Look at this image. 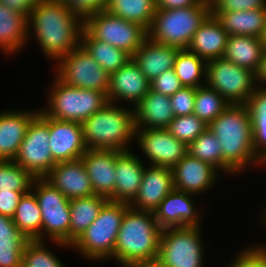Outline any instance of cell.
<instances>
[{
    "label": "cell",
    "mask_w": 266,
    "mask_h": 267,
    "mask_svg": "<svg viewBox=\"0 0 266 267\" xmlns=\"http://www.w3.org/2000/svg\"><path fill=\"white\" fill-rule=\"evenodd\" d=\"M83 27L65 2L40 0L28 17V33L34 31L43 54L55 62L80 44Z\"/></svg>",
    "instance_id": "6da1fadb"
},
{
    "label": "cell",
    "mask_w": 266,
    "mask_h": 267,
    "mask_svg": "<svg viewBox=\"0 0 266 267\" xmlns=\"http://www.w3.org/2000/svg\"><path fill=\"white\" fill-rule=\"evenodd\" d=\"M208 128L220 142L224 173L238 174L249 165L259 164L253 150L254 134L246 104H229Z\"/></svg>",
    "instance_id": "7a4b0ae2"
},
{
    "label": "cell",
    "mask_w": 266,
    "mask_h": 267,
    "mask_svg": "<svg viewBox=\"0 0 266 267\" xmlns=\"http://www.w3.org/2000/svg\"><path fill=\"white\" fill-rule=\"evenodd\" d=\"M162 229L154 214L129 207L123 216L114 248L120 266L156 259Z\"/></svg>",
    "instance_id": "3957f363"
},
{
    "label": "cell",
    "mask_w": 266,
    "mask_h": 267,
    "mask_svg": "<svg viewBox=\"0 0 266 267\" xmlns=\"http://www.w3.org/2000/svg\"><path fill=\"white\" fill-rule=\"evenodd\" d=\"M88 149L128 151L135 138L134 110L108 102L82 123Z\"/></svg>",
    "instance_id": "277c9868"
},
{
    "label": "cell",
    "mask_w": 266,
    "mask_h": 267,
    "mask_svg": "<svg viewBox=\"0 0 266 267\" xmlns=\"http://www.w3.org/2000/svg\"><path fill=\"white\" fill-rule=\"evenodd\" d=\"M129 204L107 201L98 217L71 244L87 260L114 258V248L119 228Z\"/></svg>",
    "instance_id": "5b68a950"
},
{
    "label": "cell",
    "mask_w": 266,
    "mask_h": 267,
    "mask_svg": "<svg viewBox=\"0 0 266 267\" xmlns=\"http://www.w3.org/2000/svg\"><path fill=\"white\" fill-rule=\"evenodd\" d=\"M211 14V7L198 5L178 9H156L148 38L163 45L187 49L193 35Z\"/></svg>",
    "instance_id": "8992f818"
},
{
    "label": "cell",
    "mask_w": 266,
    "mask_h": 267,
    "mask_svg": "<svg viewBox=\"0 0 266 267\" xmlns=\"http://www.w3.org/2000/svg\"><path fill=\"white\" fill-rule=\"evenodd\" d=\"M53 78L48 107L41 109L48 117L82 123L109 102L105 92L68 86Z\"/></svg>",
    "instance_id": "52a82bcc"
},
{
    "label": "cell",
    "mask_w": 266,
    "mask_h": 267,
    "mask_svg": "<svg viewBox=\"0 0 266 267\" xmlns=\"http://www.w3.org/2000/svg\"><path fill=\"white\" fill-rule=\"evenodd\" d=\"M34 192L42 216V241L50 238L58 246L70 248V200L45 178H35Z\"/></svg>",
    "instance_id": "ba28073f"
},
{
    "label": "cell",
    "mask_w": 266,
    "mask_h": 267,
    "mask_svg": "<svg viewBox=\"0 0 266 267\" xmlns=\"http://www.w3.org/2000/svg\"><path fill=\"white\" fill-rule=\"evenodd\" d=\"M84 28L97 40L127 52L131 57L148 38V30L101 10L84 21Z\"/></svg>",
    "instance_id": "9c48e42d"
},
{
    "label": "cell",
    "mask_w": 266,
    "mask_h": 267,
    "mask_svg": "<svg viewBox=\"0 0 266 267\" xmlns=\"http://www.w3.org/2000/svg\"><path fill=\"white\" fill-rule=\"evenodd\" d=\"M201 228L185 226L162 230L158 259L166 267H202L204 250Z\"/></svg>",
    "instance_id": "30bf717a"
},
{
    "label": "cell",
    "mask_w": 266,
    "mask_h": 267,
    "mask_svg": "<svg viewBox=\"0 0 266 267\" xmlns=\"http://www.w3.org/2000/svg\"><path fill=\"white\" fill-rule=\"evenodd\" d=\"M49 143V117L39 109L32 118L13 161L34 178H44L56 165Z\"/></svg>",
    "instance_id": "8fae6325"
},
{
    "label": "cell",
    "mask_w": 266,
    "mask_h": 267,
    "mask_svg": "<svg viewBox=\"0 0 266 267\" xmlns=\"http://www.w3.org/2000/svg\"><path fill=\"white\" fill-rule=\"evenodd\" d=\"M255 73L222 58L207 62L206 85L230 104H246L256 89Z\"/></svg>",
    "instance_id": "7c38bea8"
},
{
    "label": "cell",
    "mask_w": 266,
    "mask_h": 267,
    "mask_svg": "<svg viewBox=\"0 0 266 267\" xmlns=\"http://www.w3.org/2000/svg\"><path fill=\"white\" fill-rule=\"evenodd\" d=\"M55 67L54 75L68 86L108 93L110 75L81 44L60 58Z\"/></svg>",
    "instance_id": "4fadbf2b"
},
{
    "label": "cell",
    "mask_w": 266,
    "mask_h": 267,
    "mask_svg": "<svg viewBox=\"0 0 266 267\" xmlns=\"http://www.w3.org/2000/svg\"><path fill=\"white\" fill-rule=\"evenodd\" d=\"M135 137L151 166L172 169L188 153V146L167 129H136Z\"/></svg>",
    "instance_id": "5bb4252c"
},
{
    "label": "cell",
    "mask_w": 266,
    "mask_h": 267,
    "mask_svg": "<svg viewBox=\"0 0 266 267\" xmlns=\"http://www.w3.org/2000/svg\"><path fill=\"white\" fill-rule=\"evenodd\" d=\"M49 139L55 163L80 159L88 149L79 122L60 121L49 117Z\"/></svg>",
    "instance_id": "9a60e30c"
},
{
    "label": "cell",
    "mask_w": 266,
    "mask_h": 267,
    "mask_svg": "<svg viewBox=\"0 0 266 267\" xmlns=\"http://www.w3.org/2000/svg\"><path fill=\"white\" fill-rule=\"evenodd\" d=\"M192 196L194 194L173 189L161 201L153 214L162 230L185 226L201 227V216L194 206Z\"/></svg>",
    "instance_id": "2e32d148"
},
{
    "label": "cell",
    "mask_w": 266,
    "mask_h": 267,
    "mask_svg": "<svg viewBox=\"0 0 266 267\" xmlns=\"http://www.w3.org/2000/svg\"><path fill=\"white\" fill-rule=\"evenodd\" d=\"M172 172L174 189L194 195L208 191L215 185L219 175L214 166L192 157L189 153L172 168Z\"/></svg>",
    "instance_id": "e0dca14e"
},
{
    "label": "cell",
    "mask_w": 266,
    "mask_h": 267,
    "mask_svg": "<svg viewBox=\"0 0 266 267\" xmlns=\"http://www.w3.org/2000/svg\"><path fill=\"white\" fill-rule=\"evenodd\" d=\"M173 189L172 169L148 165L144 169L138 194L129 206L136 210L153 213Z\"/></svg>",
    "instance_id": "ac0fdd59"
},
{
    "label": "cell",
    "mask_w": 266,
    "mask_h": 267,
    "mask_svg": "<svg viewBox=\"0 0 266 267\" xmlns=\"http://www.w3.org/2000/svg\"><path fill=\"white\" fill-rule=\"evenodd\" d=\"M117 150L87 149L84 162L94 193L114 202Z\"/></svg>",
    "instance_id": "d6986e66"
},
{
    "label": "cell",
    "mask_w": 266,
    "mask_h": 267,
    "mask_svg": "<svg viewBox=\"0 0 266 267\" xmlns=\"http://www.w3.org/2000/svg\"><path fill=\"white\" fill-rule=\"evenodd\" d=\"M150 81L140 71L139 66L130 60L110 75V87L107 93L109 102L129 101L135 107L149 92Z\"/></svg>",
    "instance_id": "ffe728a7"
},
{
    "label": "cell",
    "mask_w": 266,
    "mask_h": 267,
    "mask_svg": "<svg viewBox=\"0 0 266 267\" xmlns=\"http://www.w3.org/2000/svg\"><path fill=\"white\" fill-rule=\"evenodd\" d=\"M44 178L69 200L95 194L81 158L56 163Z\"/></svg>",
    "instance_id": "44dd1931"
},
{
    "label": "cell",
    "mask_w": 266,
    "mask_h": 267,
    "mask_svg": "<svg viewBox=\"0 0 266 267\" xmlns=\"http://www.w3.org/2000/svg\"><path fill=\"white\" fill-rule=\"evenodd\" d=\"M132 151H118L114 202L130 204L138 194L146 166Z\"/></svg>",
    "instance_id": "7402d4cb"
},
{
    "label": "cell",
    "mask_w": 266,
    "mask_h": 267,
    "mask_svg": "<svg viewBox=\"0 0 266 267\" xmlns=\"http://www.w3.org/2000/svg\"><path fill=\"white\" fill-rule=\"evenodd\" d=\"M38 112V109L0 112V161L14 160L28 126Z\"/></svg>",
    "instance_id": "603a6c76"
},
{
    "label": "cell",
    "mask_w": 266,
    "mask_h": 267,
    "mask_svg": "<svg viewBox=\"0 0 266 267\" xmlns=\"http://www.w3.org/2000/svg\"><path fill=\"white\" fill-rule=\"evenodd\" d=\"M133 109L135 129H167L175 117L170 96L151 89Z\"/></svg>",
    "instance_id": "cb8c5ba5"
},
{
    "label": "cell",
    "mask_w": 266,
    "mask_h": 267,
    "mask_svg": "<svg viewBox=\"0 0 266 267\" xmlns=\"http://www.w3.org/2000/svg\"><path fill=\"white\" fill-rule=\"evenodd\" d=\"M228 37L229 34L211 13L193 35L187 49L206 62L222 58Z\"/></svg>",
    "instance_id": "d4e9b609"
},
{
    "label": "cell",
    "mask_w": 266,
    "mask_h": 267,
    "mask_svg": "<svg viewBox=\"0 0 266 267\" xmlns=\"http://www.w3.org/2000/svg\"><path fill=\"white\" fill-rule=\"evenodd\" d=\"M180 50L181 48L163 45L147 38L132 58L144 76L152 81L164 71L173 69Z\"/></svg>",
    "instance_id": "484cf974"
},
{
    "label": "cell",
    "mask_w": 266,
    "mask_h": 267,
    "mask_svg": "<svg viewBox=\"0 0 266 267\" xmlns=\"http://www.w3.org/2000/svg\"><path fill=\"white\" fill-rule=\"evenodd\" d=\"M28 17L0 3V50L14 54L28 42Z\"/></svg>",
    "instance_id": "4316f807"
},
{
    "label": "cell",
    "mask_w": 266,
    "mask_h": 267,
    "mask_svg": "<svg viewBox=\"0 0 266 267\" xmlns=\"http://www.w3.org/2000/svg\"><path fill=\"white\" fill-rule=\"evenodd\" d=\"M211 13L229 36L246 35L261 38L263 35L266 22V8Z\"/></svg>",
    "instance_id": "83f0119b"
},
{
    "label": "cell",
    "mask_w": 266,
    "mask_h": 267,
    "mask_svg": "<svg viewBox=\"0 0 266 267\" xmlns=\"http://www.w3.org/2000/svg\"><path fill=\"white\" fill-rule=\"evenodd\" d=\"M264 45L261 38L246 35L228 37L223 58L256 73L262 59Z\"/></svg>",
    "instance_id": "f1b7e54d"
},
{
    "label": "cell",
    "mask_w": 266,
    "mask_h": 267,
    "mask_svg": "<svg viewBox=\"0 0 266 267\" xmlns=\"http://www.w3.org/2000/svg\"><path fill=\"white\" fill-rule=\"evenodd\" d=\"M107 201V198L97 194L70 199L69 245L98 217L101 208Z\"/></svg>",
    "instance_id": "f546056e"
},
{
    "label": "cell",
    "mask_w": 266,
    "mask_h": 267,
    "mask_svg": "<svg viewBox=\"0 0 266 267\" xmlns=\"http://www.w3.org/2000/svg\"><path fill=\"white\" fill-rule=\"evenodd\" d=\"M80 44L109 75L132 58L127 52L95 39L84 27L80 35Z\"/></svg>",
    "instance_id": "4dcf8cb0"
},
{
    "label": "cell",
    "mask_w": 266,
    "mask_h": 267,
    "mask_svg": "<svg viewBox=\"0 0 266 267\" xmlns=\"http://www.w3.org/2000/svg\"><path fill=\"white\" fill-rule=\"evenodd\" d=\"M12 220L28 240L42 241L41 209L32 190L21 197Z\"/></svg>",
    "instance_id": "1f68e13d"
},
{
    "label": "cell",
    "mask_w": 266,
    "mask_h": 267,
    "mask_svg": "<svg viewBox=\"0 0 266 267\" xmlns=\"http://www.w3.org/2000/svg\"><path fill=\"white\" fill-rule=\"evenodd\" d=\"M109 13L129 22H135L150 29L156 12L155 0H109Z\"/></svg>",
    "instance_id": "d6a6232c"
},
{
    "label": "cell",
    "mask_w": 266,
    "mask_h": 267,
    "mask_svg": "<svg viewBox=\"0 0 266 267\" xmlns=\"http://www.w3.org/2000/svg\"><path fill=\"white\" fill-rule=\"evenodd\" d=\"M206 66L207 62L195 53L188 49H181L173 69L183 86L198 88L206 84Z\"/></svg>",
    "instance_id": "836d02e7"
},
{
    "label": "cell",
    "mask_w": 266,
    "mask_h": 267,
    "mask_svg": "<svg viewBox=\"0 0 266 267\" xmlns=\"http://www.w3.org/2000/svg\"><path fill=\"white\" fill-rule=\"evenodd\" d=\"M229 104L216 90L205 84L196 88L193 114L209 125Z\"/></svg>",
    "instance_id": "e575fe53"
},
{
    "label": "cell",
    "mask_w": 266,
    "mask_h": 267,
    "mask_svg": "<svg viewBox=\"0 0 266 267\" xmlns=\"http://www.w3.org/2000/svg\"><path fill=\"white\" fill-rule=\"evenodd\" d=\"M188 153L201 161L222 170V148L216 135L207 128L188 145Z\"/></svg>",
    "instance_id": "d590c367"
},
{
    "label": "cell",
    "mask_w": 266,
    "mask_h": 267,
    "mask_svg": "<svg viewBox=\"0 0 266 267\" xmlns=\"http://www.w3.org/2000/svg\"><path fill=\"white\" fill-rule=\"evenodd\" d=\"M35 178L14 161H0V192H29Z\"/></svg>",
    "instance_id": "8d00e7d4"
},
{
    "label": "cell",
    "mask_w": 266,
    "mask_h": 267,
    "mask_svg": "<svg viewBox=\"0 0 266 267\" xmlns=\"http://www.w3.org/2000/svg\"><path fill=\"white\" fill-rule=\"evenodd\" d=\"M28 238L20 230L0 235V267H22V257Z\"/></svg>",
    "instance_id": "74e56055"
},
{
    "label": "cell",
    "mask_w": 266,
    "mask_h": 267,
    "mask_svg": "<svg viewBox=\"0 0 266 267\" xmlns=\"http://www.w3.org/2000/svg\"><path fill=\"white\" fill-rule=\"evenodd\" d=\"M44 242L40 240L27 242L23 251L22 267H64L61 260L45 247Z\"/></svg>",
    "instance_id": "f35d334b"
},
{
    "label": "cell",
    "mask_w": 266,
    "mask_h": 267,
    "mask_svg": "<svg viewBox=\"0 0 266 267\" xmlns=\"http://www.w3.org/2000/svg\"><path fill=\"white\" fill-rule=\"evenodd\" d=\"M208 125L196 115L177 116L170 122L167 130L178 140L187 146L198 138Z\"/></svg>",
    "instance_id": "ab89813d"
},
{
    "label": "cell",
    "mask_w": 266,
    "mask_h": 267,
    "mask_svg": "<svg viewBox=\"0 0 266 267\" xmlns=\"http://www.w3.org/2000/svg\"><path fill=\"white\" fill-rule=\"evenodd\" d=\"M195 96L196 88L185 86L170 96V104L175 117L192 115L194 113Z\"/></svg>",
    "instance_id": "60d3db41"
},
{
    "label": "cell",
    "mask_w": 266,
    "mask_h": 267,
    "mask_svg": "<svg viewBox=\"0 0 266 267\" xmlns=\"http://www.w3.org/2000/svg\"><path fill=\"white\" fill-rule=\"evenodd\" d=\"M183 85L175 74L174 69H170L161 73L158 77L150 81V89L158 93L172 96L176 91L181 89Z\"/></svg>",
    "instance_id": "b9f144b4"
},
{
    "label": "cell",
    "mask_w": 266,
    "mask_h": 267,
    "mask_svg": "<svg viewBox=\"0 0 266 267\" xmlns=\"http://www.w3.org/2000/svg\"><path fill=\"white\" fill-rule=\"evenodd\" d=\"M109 0H69L66 4L83 22L95 13L105 10Z\"/></svg>",
    "instance_id": "7bdbcfd3"
},
{
    "label": "cell",
    "mask_w": 266,
    "mask_h": 267,
    "mask_svg": "<svg viewBox=\"0 0 266 267\" xmlns=\"http://www.w3.org/2000/svg\"><path fill=\"white\" fill-rule=\"evenodd\" d=\"M266 8V0H218L211 12L245 11Z\"/></svg>",
    "instance_id": "ee69618b"
},
{
    "label": "cell",
    "mask_w": 266,
    "mask_h": 267,
    "mask_svg": "<svg viewBox=\"0 0 266 267\" xmlns=\"http://www.w3.org/2000/svg\"><path fill=\"white\" fill-rule=\"evenodd\" d=\"M236 259L244 267H266V245H249L247 248H244L240 254H237Z\"/></svg>",
    "instance_id": "f6af8a7d"
},
{
    "label": "cell",
    "mask_w": 266,
    "mask_h": 267,
    "mask_svg": "<svg viewBox=\"0 0 266 267\" xmlns=\"http://www.w3.org/2000/svg\"><path fill=\"white\" fill-rule=\"evenodd\" d=\"M250 118L254 134L253 150L260 160L266 155V116Z\"/></svg>",
    "instance_id": "bcb514c9"
},
{
    "label": "cell",
    "mask_w": 266,
    "mask_h": 267,
    "mask_svg": "<svg viewBox=\"0 0 266 267\" xmlns=\"http://www.w3.org/2000/svg\"><path fill=\"white\" fill-rule=\"evenodd\" d=\"M246 105L249 110L250 117L266 116V86H257L248 98Z\"/></svg>",
    "instance_id": "7dc6e473"
},
{
    "label": "cell",
    "mask_w": 266,
    "mask_h": 267,
    "mask_svg": "<svg viewBox=\"0 0 266 267\" xmlns=\"http://www.w3.org/2000/svg\"><path fill=\"white\" fill-rule=\"evenodd\" d=\"M25 193L28 192H0V214L12 218L21 197Z\"/></svg>",
    "instance_id": "c3c4849f"
},
{
    "label": "cell",
    "mask_w": 266,
    "mask_h": 267,
    "mask_svg": "<svg viewBox=\"0 0 266 267\" xmlns=\"http://www.w3.org/2000/svg\"><path fill=\"white\" fill-rule=\"evenodd\" d=\"M40 0H0V3L9 9L29 17L31 10Z\"/></svg>",
    "instance_id": "681fc988"
},
{
    "label": "cell",
    "mask_w": 266,
    "mask_h": 267,
    "mask_svg": "<svg viewBox=\"0 0 266 267\" xmlns=\"http://www.w3.org/2000/svg\"><path fill=\"white\" fill-rule=\"evenodd\" d=\"M199 0H155L156 9H178L198 5Z\"/></svg>",
    "instance_id": "f907efd6"
},
{
    "label": "cell",
    "mask_w": 266,
    "mask_h": 267,
    "mask_svg": "<svg viewBox=\"0 0 266 267\" xmlns=\"http://www.w3.org/2000/svg\"><path fill=\"white\" fill-rule=\"evenodd\" d=\"M256 85L266 86V48H264L262 59L257 72L255 73ZM258 83V84H257Z\"/></svg>",
    "instance_id": "816d5d0a"
},
{
    "label": "cell",
    "mask_w": 266,
    "mask_h": 267,
    "mask_svg": "<svg viewBox=\"0 0 266 267\" xmlns=\"http://www.w3.org/2000/svg\"><path fill=\"white\" fill-rule=\"evenodd\" d=\"M11 230H19L11 217L0 214V235L11 234Z\"/></svg>",
    "instance_id": "f5cc1de1"
},
{
    "label": "cell",
    "mask_w": 266,
    "mask_h": 267,
    "mask_svg": "<svg viewBox=\"0 0 266 267\" xmlns=\"http://www.w3.org/2000/svg\"><path fill=\"white\" fill-rule=\"evenodd\" d=\"M129 267H166L158 258L146 261H139Z\"/></svg>",
    "instance_id": "db71d44e"
},
{
    "label": "cell",
    "mask_w": 266,
    "mask_h": 267,
    "mask_svg": "<svg viewBox=\"0 0 266 267\" xmlns=\"http://www.w3.org/2000/svg\"><path fill=\"white\" fill-rule=\"evenodd\" d=\"M244 267L236 258L235 259H233L231 262H230V264L228 265H226V267Z\"/></svg>",
    "instance_id": "11a10c76"
},
{
    "label": "cell",
    "mask_w": 266,
    "mask_h": 267,
    "mask_svg": "<svg viewBox=\"0 0 266 267\" xmlns=\"http://www.w3.org/2000/svg\"><path fill=\"white\" fill-rule=\"evenodd\" d=\"M199 1L200 3L206 4L212 8L218 0H199Z\"/></svg>",
    "instance_id": "9f6ffc18"
},
{
    "label": "cell",
    "mask_w": 266,
    "mask_h": 267,
    "mask_svg": "<svg viewBox=\"0 0 266 267\" xmlns=\"http://www.w3.org/2000/svg\"><path fill=\"white\" fill-rule=\"evenodd\" d=\"M261 40L263 42L264 47L266 48V22H265V29H264L263 35L261 37Z\"/></svg>",
    "instance_id": "6f0895ef"
},
{
    "label": "cell",
    "mask_w": 266,
    "mask_h": 267,
    "mask_svg": "<svg viewBox=\"0 0 266 267\" xmlns=\"http://www.w3.org/2000/svg\"><path fill=\"white\" fill-rule=\"evenodd\" d=\"M264 209H263V212L264 213H262V215L263 216H261V217H263V218H261L264 222H262L263 223V225L266 227V205H264Z\"/></svg>",
    "instance_id": "680465c9"
},
{
    "label": "cell",
    "mask_w": 266,
    "mask_h": 267,
    "mask_svg": "<svg viewBox=\"0 0 266 267\" xmlns=\"http://www.w3.org/2000/svg\"><path fill=\"white\" fill-rule=\"evenodd\" d=\"M259 164H263L266 167V155L259 160Z\"/></svg>",
    "instance_id": "91938a15"
},
{
    "label": "cell",
    "mask_w": 266,
    "mask_h": 267,
    "mask_svg": "<svg viewBox=\"0 0 266 267\" xmlns=\"http://www.w3.org/2000/svg\"><path fill=\"white\" fill-rule=\"evenodd\" d=\"M50 1H58V2H65V3H67L69 0H50Z\"/></svg>",
    "instance_id": "94428289"
}]
</instances>
